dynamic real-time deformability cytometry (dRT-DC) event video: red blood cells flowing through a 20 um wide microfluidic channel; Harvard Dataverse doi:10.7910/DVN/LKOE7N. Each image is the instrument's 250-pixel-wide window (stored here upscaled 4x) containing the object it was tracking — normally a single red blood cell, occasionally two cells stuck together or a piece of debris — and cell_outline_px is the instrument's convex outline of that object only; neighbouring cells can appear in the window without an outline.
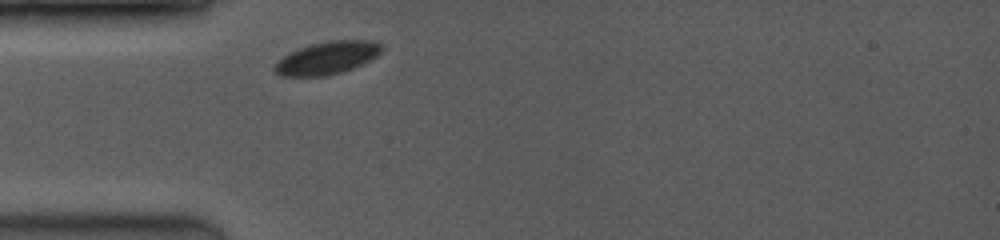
{"species": "common noctule bat (a hibernating species)", "species_latin": "Nyctalus noctula", "temperature_condition": "room temperature", "stored_images_in_passage": 11, "camera_frame_rate_fps": 3500, "um_per_image_px": 0.085, "animal": {"sex": "female", "body_mass_g": 19.0, "forearm_length_mm": 53.3}, "frame": {"image": 1, "passage_image": 1, "time_ms": 0.0, "image_size_px": [1000, 240], "cell_outline_px": [[384, 48], [376, 56], [352, 68], [340, 72], [324, 76], [280, 76], [272, 68], [276, 60], [300, 48], [312, 44], [328, 40], [376, 40]], "centroid_in_image_um": [27.79, 4.91], "position_along_channel_um": 57.2, "area_um2": 20.23}}
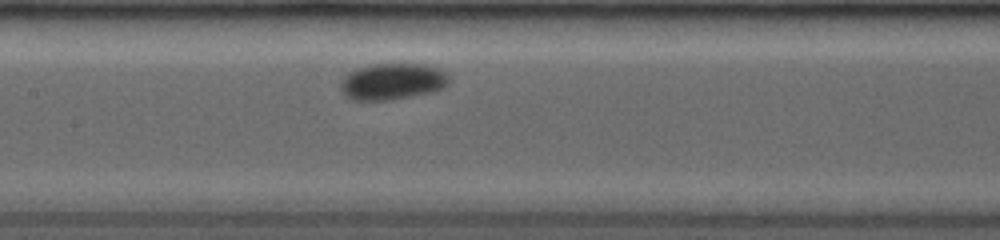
{"frame": {"image": 2, "passage_image": 7, "time_ms": 3.143, "image_size_px": [1000, 240], "cell_outline_px": [[448, 80], [444, 88], [432, 92], [388, 100], [348, 100], [340, 92], [340, 84], [344, 76], [348, 72], [368, 64], [424, 64], [436, 68], [444, 72], [448, 76]], "centroid_in_image_um": [33.28, 6.93], "position_along_channel_um": 174.1, "area_um2": 23.12}}
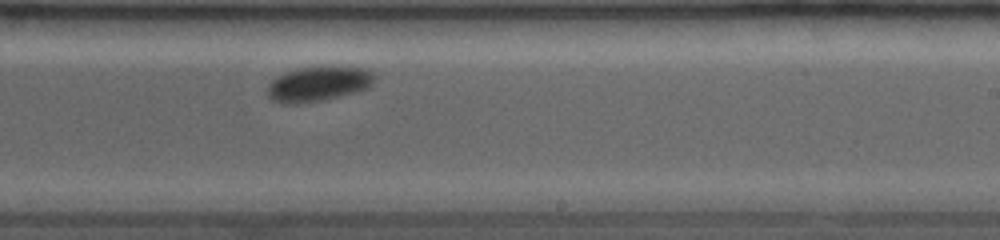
{"frame": {"image": 3, "passage_image": 11, "time_ms": 5.429, "image_size_px": [1000, 240], "cell_outline_px": [[376, 76], [372, 84], [368, 88], [356, 92], [320, 100], [296, 104], [284, 104], [272, 100], [268, 96], [268, 84], [276, 76], [284, 72], [296, 68], [364, 68], [372, 72]], "centroid_in_image_um": [27.02, 7.15], "position_along_channel_um": 262.0, "area_um2": 21.39}}